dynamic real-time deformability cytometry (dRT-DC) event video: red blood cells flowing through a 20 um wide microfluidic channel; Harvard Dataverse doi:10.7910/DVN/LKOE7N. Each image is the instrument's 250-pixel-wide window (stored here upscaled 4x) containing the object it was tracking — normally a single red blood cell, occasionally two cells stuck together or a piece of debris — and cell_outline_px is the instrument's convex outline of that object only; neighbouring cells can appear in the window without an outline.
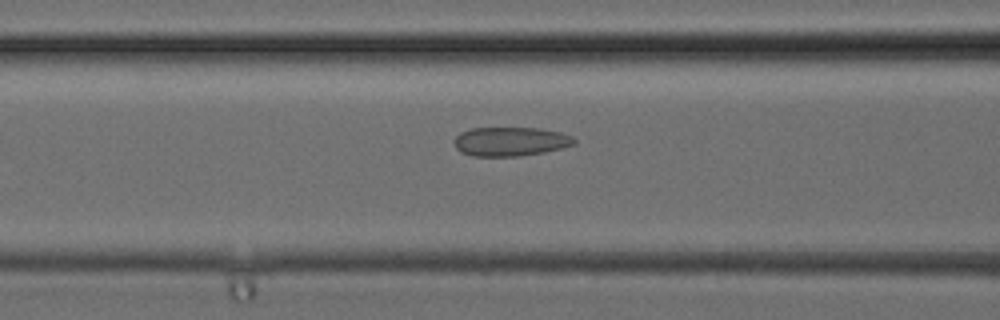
{"species": "common noctule bat (a hibernating species)", "species_latin": "Nyctalus noctula", "temperature_condition": "cold", "stored_images_in_passage": 32, "camera_frame_rate_fps": 3000, "um_per_image_px": 0.085, "animal": {"sex": "female", "body_mass_g": 24.6, "forearm_length_mm": 56.2}, "frame": {"image": 1, "passage_image": 13, "time_ms": 4.0, "image_size_px": [1000, 320], "cell_outline_px": [[576, 144], [544, 152], [520, 156], [472, 156], [460, 152], [456, 148], [452, 140], [460, 132], [472, 128], [540, 128], [560, 132], [572, 136], [576, 140]], "centroid_in_image_um": [43.36, 12.03], "position_along_channel_um": 123.2, "area_um2": 20.46}}
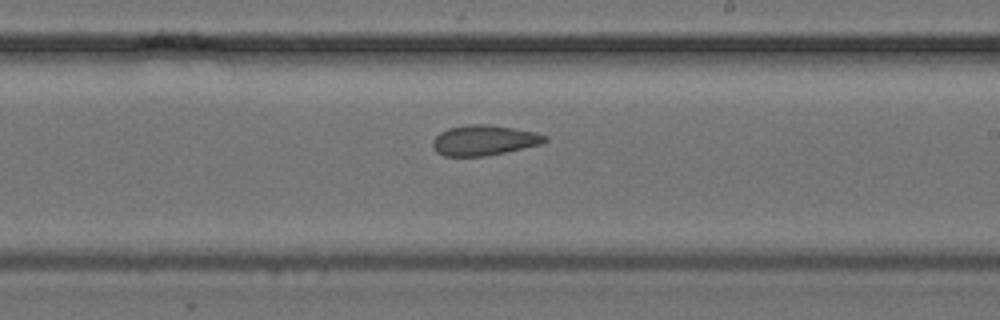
{"frame": {"image": 2, "passage_image": 19, "time_ms": 6.0, "image_size_px": [1000, 320], "cell_outline_px": [[548, 140], [540, 144], [488, 156], [444, 156], [436, 152], [432, 148], [432, 140], [440, 132], [448, 128], [468, 124], [488, 124], [536, 132], [548, 136]], "centroid_in_image_um": [41.12, 11.92], "position_along_channel_um": 247.9, "area_um2": 19.88}}
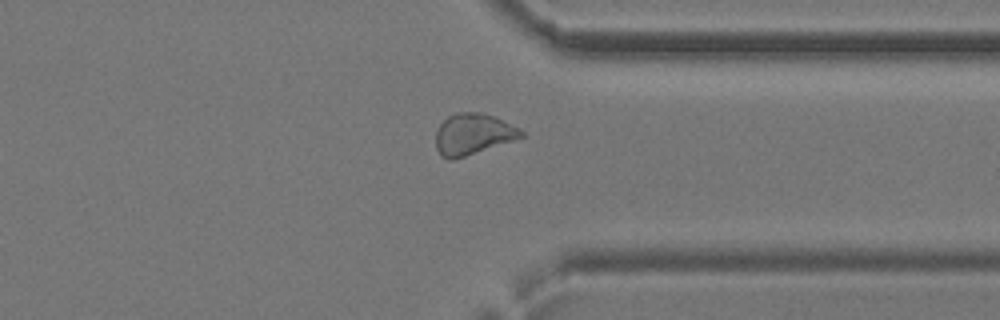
{"frame": {"image": 3, "passage_image": 25, "time_ms": 8.0, "image_size_px": [1000, 320], "cell_outline_px": [[524, 136], [452, 160], [448, 160], [440, 156], [436, 148], [436, 132], [440, 124], [448, 116], [456, 112], [480, 112], [492, 116], [520, 128], [524, 132]], "centroid_in_image_um": [40.16, 11.4], "position_along_channel_um": 371.2, "area_um2": 20.17}}